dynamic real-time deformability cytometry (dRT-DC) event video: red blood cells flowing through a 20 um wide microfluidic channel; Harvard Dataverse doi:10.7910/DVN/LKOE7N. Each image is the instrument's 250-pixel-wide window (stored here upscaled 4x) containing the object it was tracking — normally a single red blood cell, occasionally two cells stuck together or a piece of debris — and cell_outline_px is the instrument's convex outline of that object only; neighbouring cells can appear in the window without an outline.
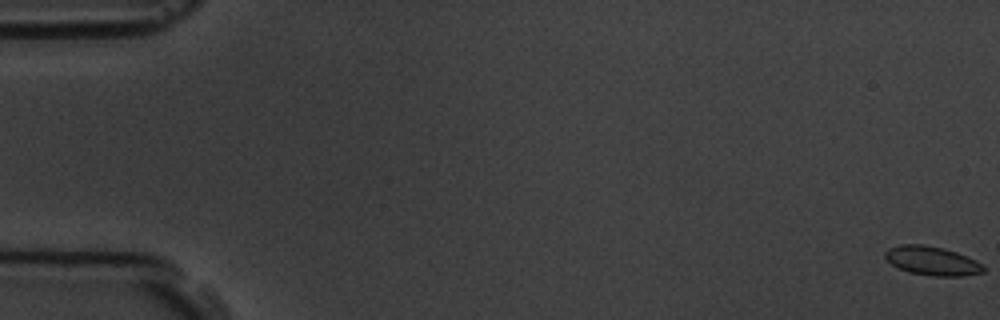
{"species": "common noctule bat (a hibernating species)", "species_latin": "Nyctalus noctula", "temperature_condition": "room temperature", "stored_images_in_passage": 7, "camera_frame_rate_fps": 3000, "um_per_image_px": 0.085, "animal": {"sex": "male", "body_mass_g": 19.5, "forearm_length_mm": 54.6}, "frame": {"image": 1, "passage_image": 1, "time_ms": 0.0, "image_size_px": [1000, 320], "cell_outline_px": [[984, 272], [964, 276], [936, 276], [908, 272], [892, 264], [884, 256], [884, 252], [888, 248], [900, 244], [920, 244], [944, 248], [956, 252], [976, 260], [984, 268]], "centroid_in_image_um": [79.21, 22.16], "position_along_channel_um": 5.8, "area_um2": 16.47}}
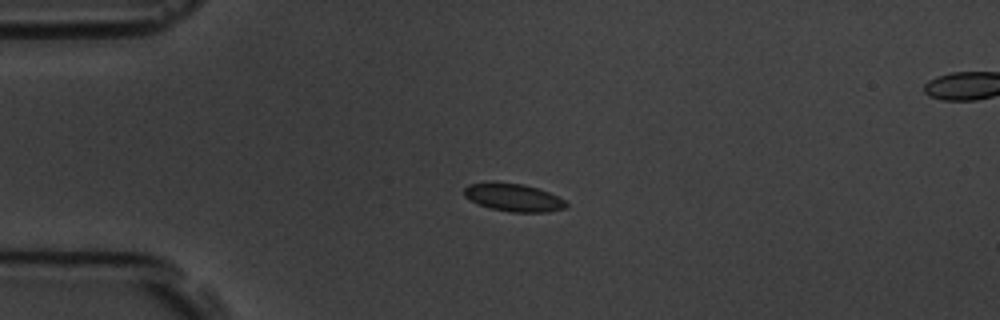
{"frame": {"image": 2, "passage_image": 5, "time_ms": 4.667, "image_size_px": [1000, 320], "cell_outline_px": [[568, 204], [564, 208], [548, 212], [512, 212], [488, 208], [464, 196], [464, 188], [468, 184], [488, 180], [492, 180], [524, 184], [548, 192], [564, 200]], "centroid_in_image_um": [43.59, 16.75], "position_along_channel_um": 41.4, "area_um2": 16.76}}
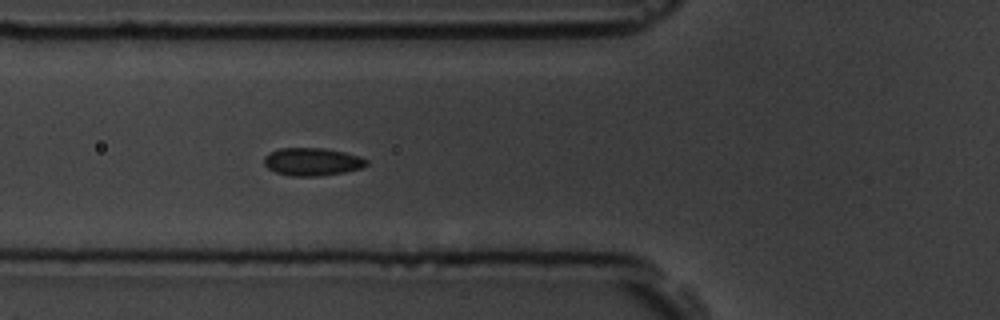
{"frame": {"image": 3, "passage_image": 7, "time_ms": 7.0, "image_size_px": [1000, 320], "cell_outline_px": [[368, 164], [364, 168], [344, 172], [320, 176], [292, 176], [276, 172], [268, 168], [264, 164], [264, 156], [268, 152], [280, 148], [324, 148], [344, 152], [360, 156], [368, 160]], "centroid_in_image_um": [26.55, 13.74], "position_along_channel_um": 99.2, "area_um2": 16.76}}